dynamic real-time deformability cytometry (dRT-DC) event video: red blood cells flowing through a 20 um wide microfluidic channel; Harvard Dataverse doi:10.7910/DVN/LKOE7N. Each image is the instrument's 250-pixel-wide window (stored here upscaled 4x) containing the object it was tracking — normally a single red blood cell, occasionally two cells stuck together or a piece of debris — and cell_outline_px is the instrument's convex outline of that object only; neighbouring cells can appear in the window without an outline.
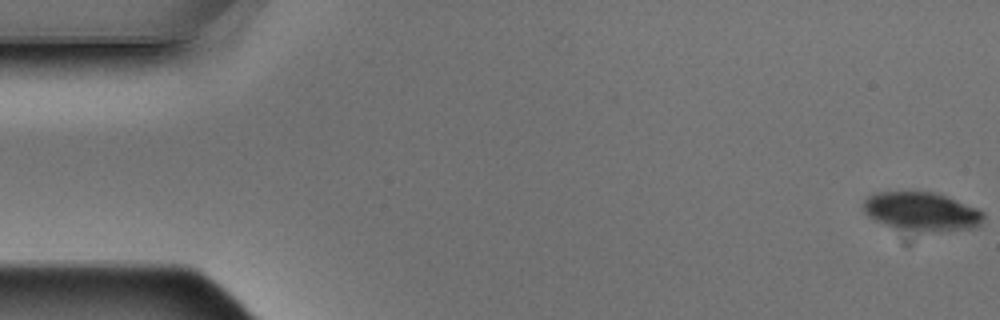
{"species": "Egyptian fruit bat (a non-hibernating species)", "species_latin": "Rousettus aegyptiacus", "temperature_condition": "warm", "stored_images_in_passage": 6, "camera_frame_rate_fps": 3000, "um_per_image_px": 0.085, "animal": {"sex": "male"}, "frame": {"image": 1, "passage_image": 1, "time_ms": 0.0, "image_size_px": [1000, 320], "cell_outline_px": [[984, 216], [980, 224], [976, 228], [924, 232], [920, 232], [888, 224], [876, 220], [868, 216], [864, 212], [864, 200], [868, 196], [876, 192], [932, 192], [948, 196], [976, 208], [984, 212]], "centroid_in_image_um": [78.37, 17.97], "position_along_channel_um": 6.6, "area_um2": 26.7}}